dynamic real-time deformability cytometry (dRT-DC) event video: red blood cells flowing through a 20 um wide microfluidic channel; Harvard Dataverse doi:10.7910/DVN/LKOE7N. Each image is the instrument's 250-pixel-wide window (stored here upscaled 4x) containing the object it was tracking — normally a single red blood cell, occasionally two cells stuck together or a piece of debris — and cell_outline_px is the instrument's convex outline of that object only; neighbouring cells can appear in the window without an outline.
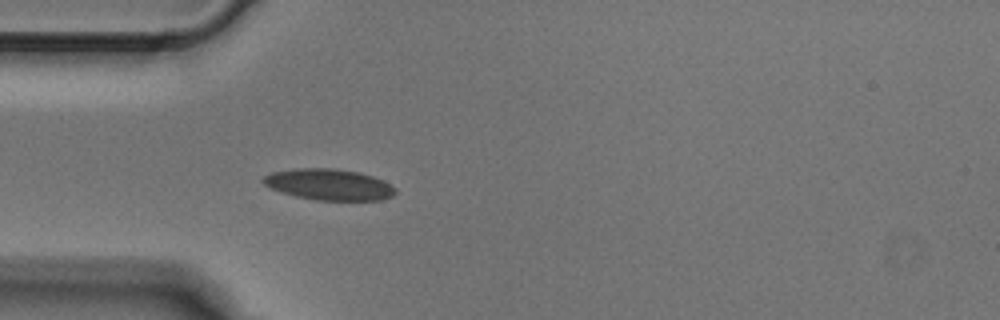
{"species": "Egyptian fruit bat (a non-hibernating species)", "species_latin": "Rousettus aegyptiacus", "temperature_condition": "cold", "stored_images_in_passage": 4, "camera_frame_rate_fps": 3000, "um_per_image_px": 0.085, "animal": {"sex": "male"}, "frame": {"image": 1, "passage_image": 4, "time_ms": 1.0, "image_size_px": [1000, 320], "cell_outline_px": [[396, 192], [392, 196], [384, 200], [316, 200], [296, 196], [272, 188], [264, 184], [260, 180], [264, 176], [272, 172], [292, 168], [336, 168], [356, 172], [372, 176], [396, 188]], "centroid_in_image_um": [27.94, 15.68], "position_along_channel_um": 57.1, "area_um2": 23.81}}